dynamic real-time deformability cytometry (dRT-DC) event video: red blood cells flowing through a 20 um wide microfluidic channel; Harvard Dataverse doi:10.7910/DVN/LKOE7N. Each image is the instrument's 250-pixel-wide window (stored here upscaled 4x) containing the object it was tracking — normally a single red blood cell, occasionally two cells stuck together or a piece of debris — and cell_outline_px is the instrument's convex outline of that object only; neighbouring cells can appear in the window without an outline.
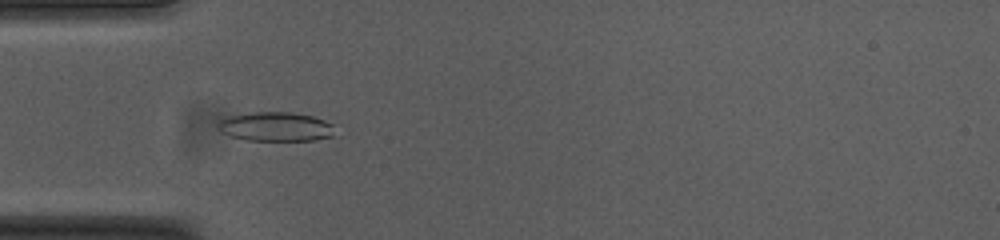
{"species": "common noctule bat (a hibernating species)", "species_latin": "Nyctalus noctula", "temperature_condition": "cold", "stored_images_in_passage": 47, "camera_frame_rate_fps": 3000, "um_per_image_px": 0.085, "animal": {"sex": "female", "body_mass_g": 23.0, "forearm_length_mm": 53.4}, "frame": {"image": 1, "passage_image": 10, "time_ms": 3.0, "image_size_px": [1000, 240], "cell_outline_px": [[332, 136], [316, 140], [244, 140], [220, 132], [216, 128], [216, 124], [220, 120], [232, 116], [248, 112], [292, 112], [312, 116], [324, 120], [332, 124]], "centroid_in_image_um": [23.39, 10.76], "position_along_channel_um": 61.6, "area_um2": 19.83}}
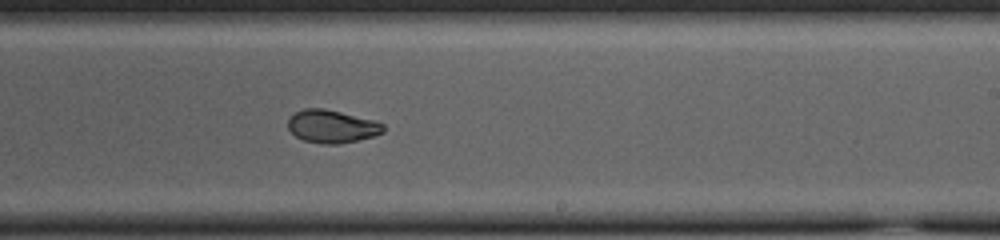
{"frame": {"image": 2, "passage_image": 26, "time_ms": 8.333, "image_size_px": [1000, 240], "cell_outline_px": [[384, 132], [372, 136], [356, 140], [336, 144], [324, 144], [304, 140], [296, 136], [288, 128], [288, 120], [296, 112], [304, 108], [324, 108], [376, 120], [384, 124]], "centroid_in_image_um": [28.22, 10.73], "position_along_channel_um": 260.8, "area_um2": 18.15}}
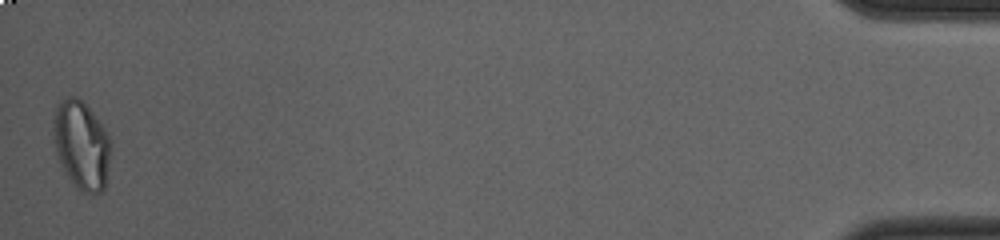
{"frame": {"image": 3, "passage_image": 47, "time_ms": 15.333, "image_size_px": [1000, 240], "cell_outline_px": [[112, 144], [104, 188], [100, 192], [84, 192], [76, 188], [68, 176], [56, 152], [52, 124], [56, 108], [68, 96], [76, 96], [88, 108], [104, 128]], "centroid_in_image_um": [6.93, 12.33], "position_along_channel_um": 428.3, "area_um2": 28.9}, "authors_computed_cell_mechanics": {"area_um2": 19.3052, "velocity_mm_per_s": 3.7663, "shape_relaxation_time_tau1_ms": null, "shape_relaxation_time_tau2_ms": 1.5641, "deformation_change_tau1": null, "deformation_change_tau2": 0.0562}}